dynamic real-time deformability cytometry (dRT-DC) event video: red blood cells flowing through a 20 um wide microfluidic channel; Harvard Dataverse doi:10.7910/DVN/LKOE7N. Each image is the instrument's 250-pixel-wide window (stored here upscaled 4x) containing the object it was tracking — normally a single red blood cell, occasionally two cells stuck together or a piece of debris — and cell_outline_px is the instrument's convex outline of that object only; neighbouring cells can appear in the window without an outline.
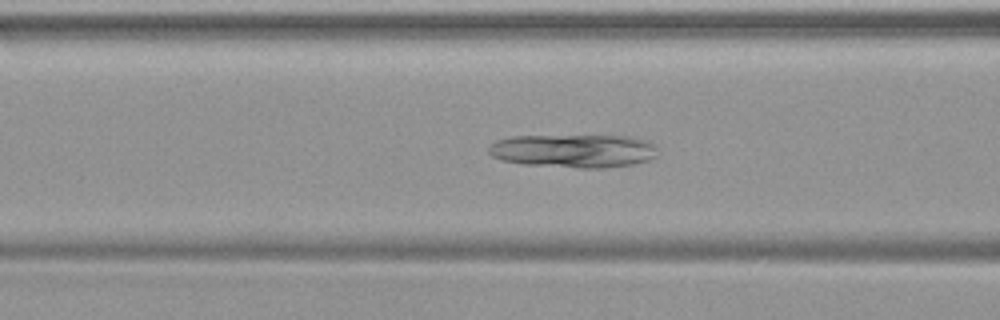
{"species": "common noctule bat (a hibernating species)", "species_latin": "Nyctalus noctula", "temperature_condition": "warm", "stored_images_in_passage": 49, "camera_frame_rate_fps": 3000, "um_per_image_px": 0.085, "animal": {"sex": "female", "body_mass_g": 19.9}, "frame": {"image": 1, "passage_image": 20, "time_ms": 6.333, "image_size_px": [1000, 320], "cell_outline_px": [[660, 152], [656, 156], [648, 160], [632, 164], [604, 168], [580, 168], [524, 164], [500, 160], [492, 156], [488, 152], [488, 148], [496, 140], [512, 136], [636, 136], [652, 140], [656, 144]], "centroid_in_image_um": [48.84, 12.81], "position_along_channel_um": 117.8, "area_um2": 33.41}}
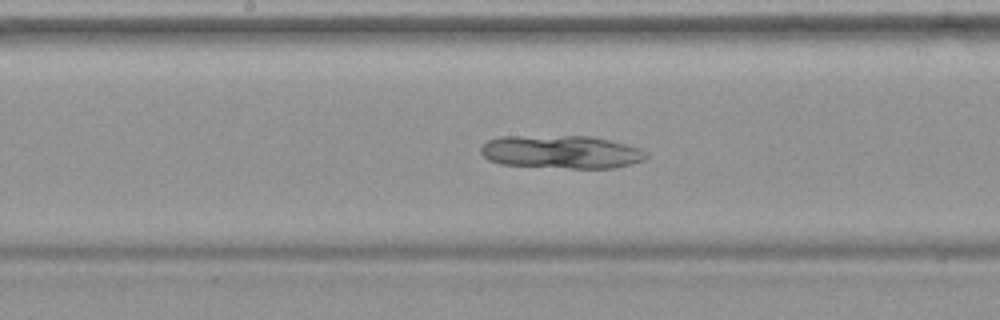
{"frame": {"image": 2, "passage_image": 26, "time_ms": 8.333, "image_size_px": [1000, 320], "cell_outline_px": [[648, 156], [644, 160], [632, 164], [616, 168], [568, 168], [500, 164], [488, 160], [480, 152], [480, 148], [488, 140], [500, 136], [592, 136], [640, 148], [648, 152]], "centroid_in_image_um": [47.72, 12.92], "position_along_channel_um": 200.5, "area_um2": 32.08}}
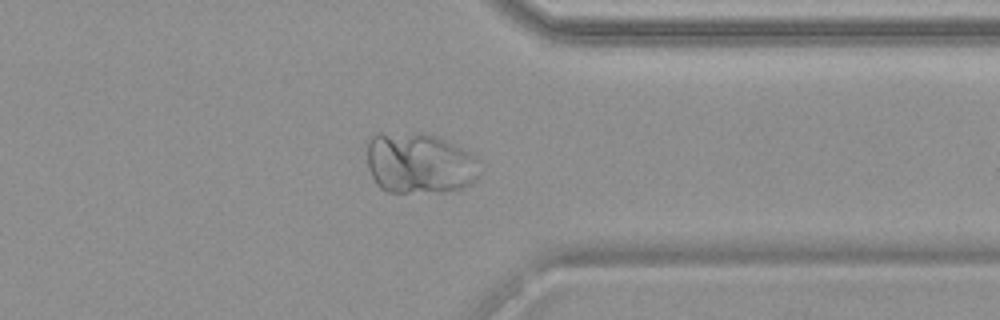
{"frame": {"image": 3, "passage_image": 39, "time_ms": 12.667, "image_size_px": [1000, 320], "cell_outline_px": [[480, 176], [472, 184], [460, 188], [440, 192], [388, 192], [380, 188], [376, 184], [368, 168], [368, 140], [372, 136], [380, 132], [420, 132], [436, 136], [468, 152], [480, 160]], "centroid_in_image_um": [35.65, 13.87], "position_along_channel_um": 375.7, "area_um2": 40.46}}